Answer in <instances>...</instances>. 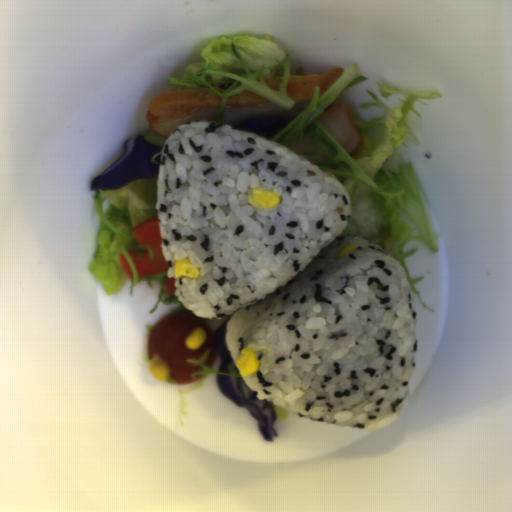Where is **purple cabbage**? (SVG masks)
I'll return each mask as SVG.
<instances>
[{
  "label": "purple cabbage",
  "mask_w": 512,
  "mask_h": 512,
  "mask_svg": "<svg viewBox=\"0 0 512 512\" xmlns=\"http://www.w3.org/2000/svg\"><path fill=\"white\" fill-rule=\"evenodd\" d=\"M164 146L150 143L143 135L132 136L123 142L121 156L105 170L93 177L91 190H117L134 180H153L159 178V164L152 163V158L160 154Z\"/></svg>",
  "instance_id": "purple-cabbage-1"
},
{
  "label": "purple cabbage",
  "mask_w": 512,
  "mask_h": 512,
  "mask_svg": "<svg viewBox=\"0 0 512 512\" xmlns=\"http://www.w3.org/2000/svg\"><path fill=\"white\" fill-rule=\"evenodd\" d=\"M218 386L223 394L239 407L246 408L256 418L257 426L268 441L277 438L278 431L273 428L278 416L273 401L257 398V391L249 388L244 378L228 375L216 376Z\"/></svg>",
  "instance_id": "purple-cabbage-2"
},
{
  "label": "purple cabbage",
  "mask_w": 512,
  "mask_h": 512,
  "mask_svg": "<svg viewBox=\"0 0 512 512\" xmlns=\"http://www.w3.org/2000/svg\"><path fill=\"white\" fill-rule=\"evenodd\" d=\"M286 124L287 119L281 116H267L248 121L238 130L269 139L281 132Z\"/></svg>",
  "instance_id": "purple-cabbage-3"
},
{
  "label": "purple cabbage",
  "mask_w": 512,
  "mask_h": 512,
  "mask_svg": "<svg viewBox=\"0 0 512 512\" xmlns=\"http://www.w3.org/2000/svg\"><path fill=\"white\" fill-rule=\"evenodd\" d=\"M227 324H222L220 328L214 331L212 341L216 354L220 359V371H229L228 364L235 363L229 349L226 345V329Z\"/></svg>",
  "instance_id": "purple-cabbage-4"
},
{
  "label": "purple cabbage",
  "mask_w": 512,
  "mask_h": 512,
  "mask_svg": "<svg viewBox=\"0 0 512 512\" xmlns=\"http://www.w3.org/2000/svg\"><path fill=\"white\" fill-rule=\"evenodd\" d=\"M230 48L232 50L233 55L239 60L242 55L237 51L234 41L232 42Z\"/></svg>",
  "instance_id": "purple-cabbage-5"
},
{
  "label": "purple cabbage",
  "mask_w": 512,
  "mask_h": 512,
  "mask_svg": "<svg viewBox=\"0 0 512 512\" xmlns=\"http://www.w3.org/2000/svg\"><path fill=\"white\" fill-rule=\"evenodd\" d=\"M231 84H232V83H231ZM231 84H228L227 86H226L225 84H224V85H222V86H219V89H226V90H227V89H229V88H230Z\"/></svg>",
  "instance_id": "purple-cabbage-6"
}]
</instances>
